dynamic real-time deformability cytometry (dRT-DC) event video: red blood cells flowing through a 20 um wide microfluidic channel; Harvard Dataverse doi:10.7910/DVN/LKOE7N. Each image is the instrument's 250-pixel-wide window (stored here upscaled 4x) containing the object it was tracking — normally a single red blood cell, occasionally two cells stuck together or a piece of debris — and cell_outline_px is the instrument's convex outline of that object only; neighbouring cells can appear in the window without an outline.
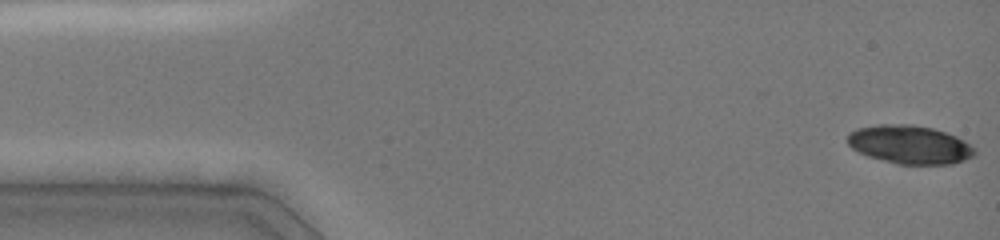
{"species": "common noctule bat (a hibernating species)", "species_latin": "Nyctalus noctula", "temperature_condition": "cold", "stored_images_in_passage": 5, "camera_frame_rate_fps": 3000, "um_per_image_px": 0.085, "animal": {"sex": "female", "body_mass_g": 19.0, "forearm_length_mm": 51.5}, "frame": {"image": 1, "passage_image": 1, "time_ms": 0.0, "image_size_px": [1000, 240], "cell_outline_px": [[976, 156], [952, 164], [896, 164], [868, 156], [852, 148], [848, 144], [848, 132], [856, 128], [880, 124], [912, 124], [932, 128], [956, 136], [964, 140], [976, 148]], "centroid_in_image_um": [77.35, 12.29], "position_along_channel_um": 7.7, "area_um2": 28.67}}